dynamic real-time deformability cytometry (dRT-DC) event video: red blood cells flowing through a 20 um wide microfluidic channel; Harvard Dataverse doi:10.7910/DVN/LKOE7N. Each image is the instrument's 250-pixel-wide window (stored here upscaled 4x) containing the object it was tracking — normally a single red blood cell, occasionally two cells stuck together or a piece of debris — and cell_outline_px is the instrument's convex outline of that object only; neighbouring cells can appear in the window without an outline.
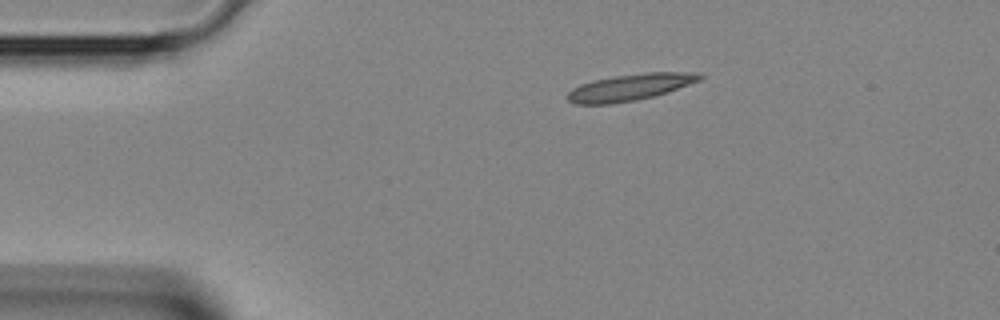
{"species": "Egyptian fruit bat (a non-hibernating species)", "species_latin": "Rousettus aegyptiacus", "temperature_condition": "room temperature", "stored_images_in_passage": 3, "camera_frame_rate_fps": 3000, "um_per_image_px": 0.085, "animal": {"sex": "female"}, "frame": {"image": 1, "passage_image": 2, "time_ms": 0.333, "image_size_px": [1000, 320], "cell_outline_px": [[704, 76], [700, 80], [652, 96], [636, 100], [612, 104], [576, 104], [568, 100], [564, 96], [572, 88], [580, 84], [592, 80], [612, 76], [644, 72], [700, 72]], "centroid_in_image_um": [53.49, 7.4], "position_along_channel_um": 31.5, "area_um2": 20.52}}